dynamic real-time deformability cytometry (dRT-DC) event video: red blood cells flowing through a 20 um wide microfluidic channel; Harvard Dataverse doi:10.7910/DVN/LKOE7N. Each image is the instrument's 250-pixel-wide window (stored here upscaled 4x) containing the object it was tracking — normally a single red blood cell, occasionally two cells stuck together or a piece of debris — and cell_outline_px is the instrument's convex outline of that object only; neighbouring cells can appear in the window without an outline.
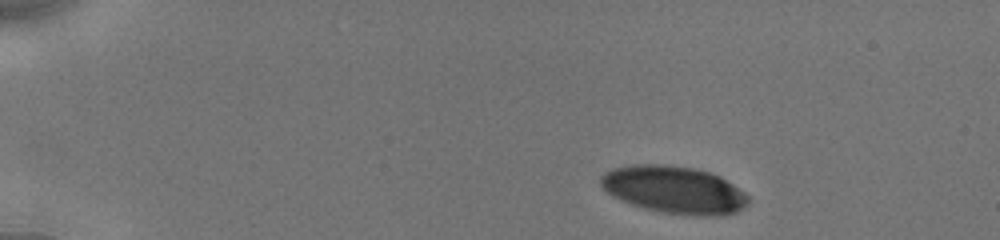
{"species": "human", "species_latin": "Homo sapiens", "temperature_condition": "cold", "stored_images_in_passage": 6, "camera_frame_rate_fps": 3000, "um_per_image_px": 0.085, "donor": {"sex": "male"}, "frame": {"image": 1, "passage_image": 1, "time_ms": 0.0, "image_size_px": [1000, 240], "cell_outline_px": [[748, 204], [744, 208], [736, 212], [724, 216], [692, 216], [660, 212], [644, 208], [620, 200], [612, 196], [600, 184], [600, 176], [604, 172], [612, 168], [632, 164], [664, 164], [696, 168], [720, 176], [744, 192], [748, 196]], "centroid_in_image_um": [57.3, 16.13], "position_along_channel_um": 27.7, "area_um2": 41.15}}
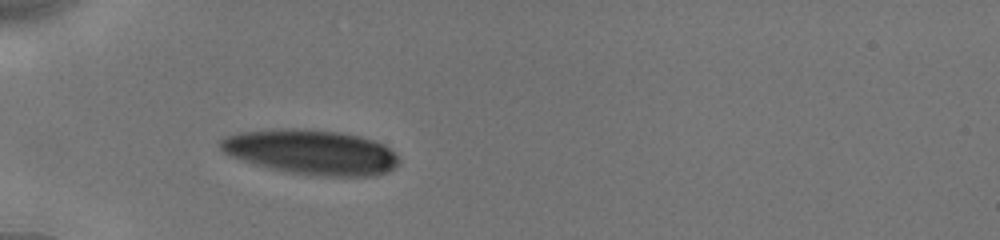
{"frame": {"image": 2, "passage_image": 5, "time_ms": 3.0, "image_size_px": [1000, 240], "cell_outline_px": [[400, 164], [396, 168], [388, 172], [376, 176], [320, 176], [284, 172], [228, 156], [220, 148], [220, 140], [224, 136], [240, 132], [284, 128], [292, 128], [340, 132], [360, 136], [376, 140], [384, 144], [396, 152], [400, 160]], "centroid_in_image_um": [26.51, 12.93], "position_along_channel_um": 58.5, "area_um2": 47.16}}